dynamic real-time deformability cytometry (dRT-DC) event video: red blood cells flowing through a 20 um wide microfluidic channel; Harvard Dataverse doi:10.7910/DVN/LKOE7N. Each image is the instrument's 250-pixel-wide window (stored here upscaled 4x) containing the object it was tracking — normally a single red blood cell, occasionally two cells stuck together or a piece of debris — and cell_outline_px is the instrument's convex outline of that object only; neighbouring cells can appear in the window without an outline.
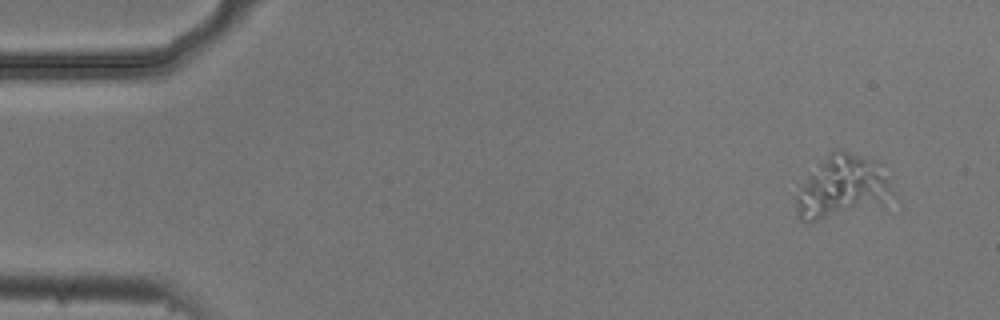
{"species": "common noctule bat (a hibernating species)", "species_latin": "Nyctalus noctula", "temperature_condition": "cold", "stored_images_in_passage": 5, "camera_frame_rate_fps": 3000, "um_per_image_px": 0.085, "animal": {"sex": "male", "body_mass_g": 20.5, "forearm_length_mm": 52.5}, "frame": {"image": 1, "passage_image": 1, "time_ms": 0.0, "image_size_px": [1000, 320], "cell_outline_px": [[892, 200], [884, 204], [816, 220], [800, 220], [792, 196], [820, 164], [836, 148], [840, 148], [872, 160], [880, 164], [892, 188]], "centroid_in_image_um": [71.59, 15.89], "position_along_channel_um": 13.4, "area_um2": 34.33}}
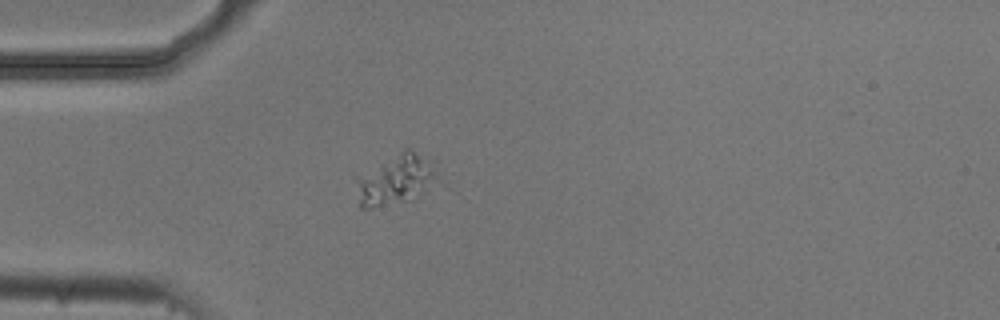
{"frame": {"image": 2, "passage_image": 4, "time_ms": 1.0, "image_size_px": [1000, 320], "cell_outline_px": [[444, 184], [404, 200], [368, 208], [360, 208], [360, 180], [380, 164], [404, 148], [408, 148], [432, 156], [436, 160]], "centroid_in_image_um": [33.99, 15.19], "position_along_channel_um": 51.0, "area_um2": 23.52}}